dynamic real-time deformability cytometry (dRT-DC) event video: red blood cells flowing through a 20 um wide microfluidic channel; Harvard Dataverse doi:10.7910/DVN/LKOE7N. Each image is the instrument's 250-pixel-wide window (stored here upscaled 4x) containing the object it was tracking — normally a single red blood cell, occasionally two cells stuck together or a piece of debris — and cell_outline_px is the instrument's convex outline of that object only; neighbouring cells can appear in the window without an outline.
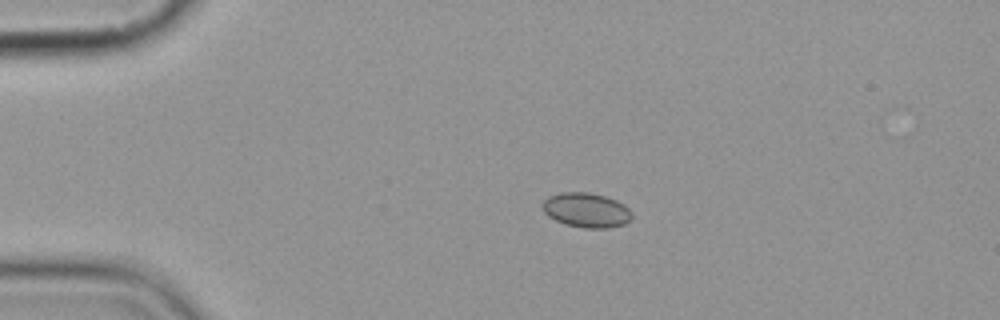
{"species": "common noctule bat (a hibernating species)", "species_latin": "Nyctalus noctula", "temperature_condition": "cold", "stored_images_in_passage": 14, "camera_frame_rate_fps": 3000, "um_per_image_px": 0.085, "animal": {"sex": "female", "body_mass_g": 19.9}, "frame": {"image": 1, "passage_image": 2, "time_ms": 2.333, "image_size_px": [1000, 320], "cell_outline_px": [[632, 216], [624, 224], [608, 228], [584, 228], [564, 224], [548, 216], [544, 212], [544, 200], [548, 196], [560, 192], [588, 192], [604, 196], [616, 200], [624, 204], [632, 212]], "centroid_in_image_um": [49.84, 17.86], "position_along_channel_um": 35.2, "area_um2": 17.98}}
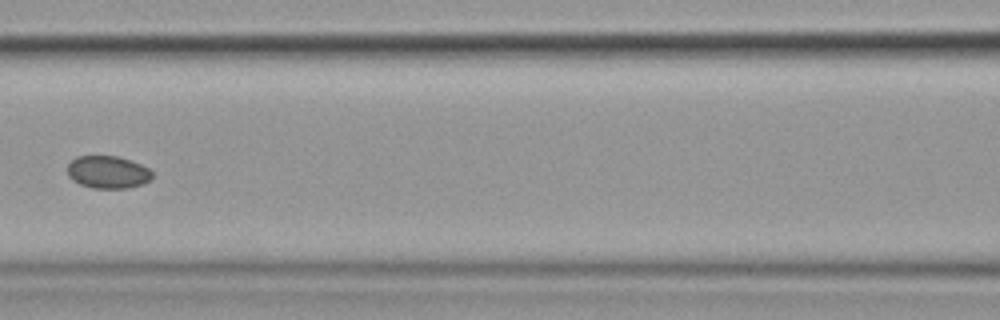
{"frame": {"image": 2, "passage_image": 6, "time_ms": 7.0, "image_size_px": [1000, 320], "cell_outline_px": [[152, 180], [144, 184], [128, 188], [92, 188], [80, 184], [72, 180], [68, 176], [68, 164], [76, 156], [120, 156], [132, 160], [148, 168], [152, 172]], "centroid_in_image_um": [9.19, 14.63], "position_along_channel_um": 157.4, "area_um2": 16.3}}
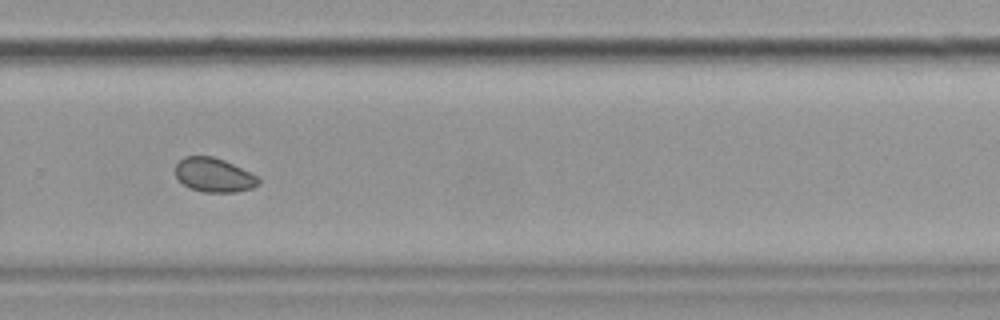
{"frame": {"image": 3, "passage_image": 10, "time_ms": 11.333, "image_size_px": [1000, 320], "cell_outline_px": [[260, 184], [252, 188], [236, 192], [204, 192], [188, 188], [176, 176], [176, 164], [184, 156], [212, 156], [224, 160], [260, 176]], "centroid_in_image_um": [18.22, 14.88], "position_along_channel_um": 311.6, "area_um2": 16.65}}